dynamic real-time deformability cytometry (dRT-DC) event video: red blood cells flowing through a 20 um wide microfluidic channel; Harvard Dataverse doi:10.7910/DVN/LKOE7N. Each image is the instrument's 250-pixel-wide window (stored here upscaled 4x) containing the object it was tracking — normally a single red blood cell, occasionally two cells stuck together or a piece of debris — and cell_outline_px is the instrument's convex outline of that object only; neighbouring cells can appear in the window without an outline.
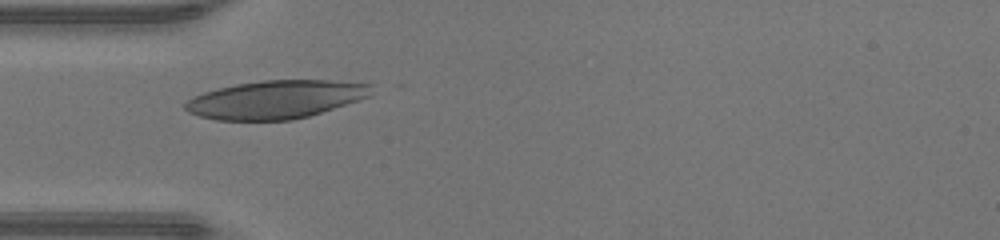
{"species": "human", "species_latin": "Homo sapiens", "temperature_condition": "warm", "stored_images_in_passage": 35, "camera_frame_rate_fps": 3000, "um_per_image_px": 0.085, "donor": {"sex": "male"}, "frame": {"image": 1, "passage_image": 2, "time_ms": 0.333, "image_size_px": [1000, 240], "cell_outline_px": [[372, 96], [308, 116], [292, 120], [216, 120], [200, 116], [188, 112], [184, 108], [184, 104], [192, 96], [204, 92], [236, 84], [264, 80], [328, 80], [372, 84]], "centroid_in_image_um": [23.44, 8.45], "position_along_channel_um": 61.6, "area_um2": 41.33}}
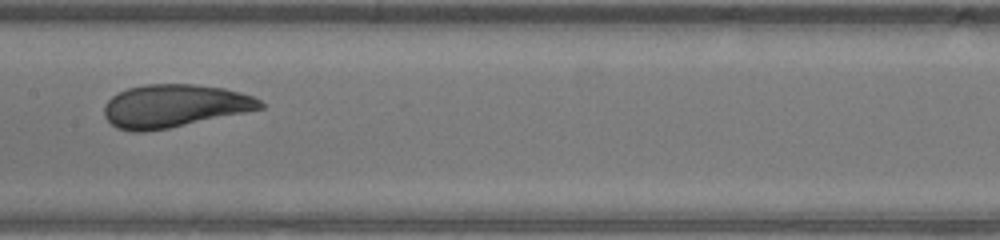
{"frame": {"image": 2, "passage_image": 11, "time_ms": 3.333, "image_size_px": [1000, 240], "cell_outline_px": [[264, 108], [168, 128], [144, 132], [132, 132], [116, 128], [104, 116], [104, 104], [112, 96], [128, 88], [144, 84], [196, 84], [224, 88], [240, 92], [252, 96], [260, 100], [264, 104]], "centroid_in_image_um": [14.79, 9.0], "position_along_channel_um": 192.6, "area_um2": 38.96}}
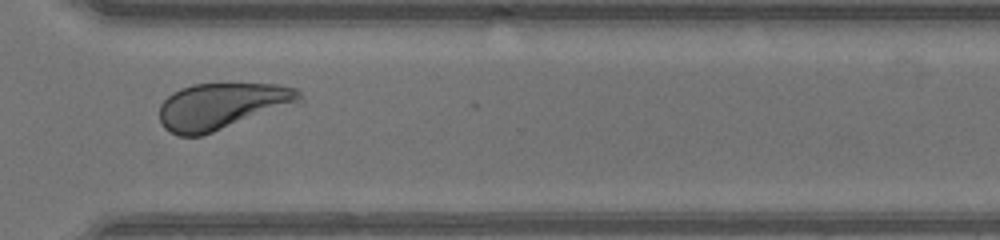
{"frame": {"image": 3, "passage_image": 22, "time_ms": 7.0, "image_size_px": [1000, 240], "cell_outline_px": [[304, 100], [300, 104], [200, 136], [180, 136], [168, 132], [164, 128], [160, 120], [160, 104], [172, 92], [180, 88], [192, 84], [276, 84], [296, 88], [304, 96]], "centroid_in_image_um": [18.92, 9.02], "position_along_channel_um": 351.7, "area_um2": 38.38}, "authors_computed_cell_mechanics": {"area_um2": 39.9398, "velocity_mm_per_s": 4.3557, "shape_relaxation_time_tau1_ms": 3.2656, "shape_relaxation_time_tau2_ms": 0.6363, "deformation_change_tau1": 0.1302, "deformation_change_tau2": 0.0507}}